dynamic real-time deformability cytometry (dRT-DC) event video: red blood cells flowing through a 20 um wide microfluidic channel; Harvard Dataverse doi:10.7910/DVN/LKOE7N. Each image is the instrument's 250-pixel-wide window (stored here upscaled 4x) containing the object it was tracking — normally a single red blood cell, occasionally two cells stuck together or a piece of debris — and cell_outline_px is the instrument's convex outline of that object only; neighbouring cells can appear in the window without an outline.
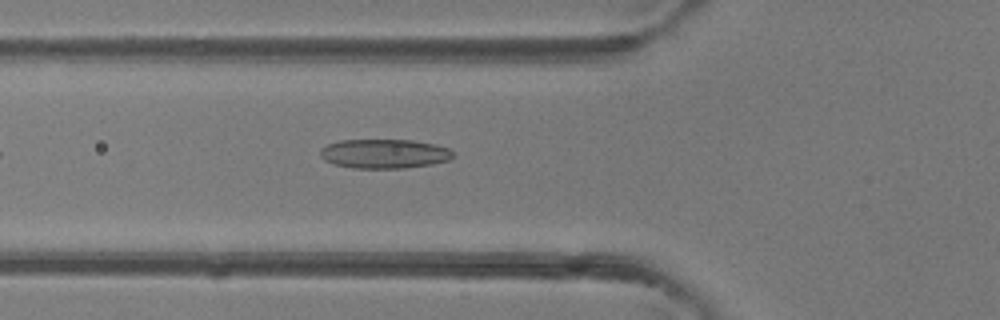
{"species": "common noctule bat (a hibernating species)", "species_latin": "Nyctalus noctula", "temperature_condition": "room temperature", "stored_images_in_passage": 5, "camera_frame_rate_fps": 3000, "um_per_image_px": 0.085, "animal": {"sex": "female"}, "frame": {"image": 1, "passage_image": 5, "time_ms": 4.667, "image_size_px": [1000, 320], "cell_outline_px": [[452, 156], [448, 160], [432, 164], [404, 168], [352, 168], [332, 164], [324, 160], [320, 156], [320, 148], [328, 144], [340, 140], [412, 140], [436, 144], [448, 148], [452, 152]], "centroid_in_image_um": [32.62, 13.07], "position_along_channel_um": 93.2, "area_um2": 22.72}}